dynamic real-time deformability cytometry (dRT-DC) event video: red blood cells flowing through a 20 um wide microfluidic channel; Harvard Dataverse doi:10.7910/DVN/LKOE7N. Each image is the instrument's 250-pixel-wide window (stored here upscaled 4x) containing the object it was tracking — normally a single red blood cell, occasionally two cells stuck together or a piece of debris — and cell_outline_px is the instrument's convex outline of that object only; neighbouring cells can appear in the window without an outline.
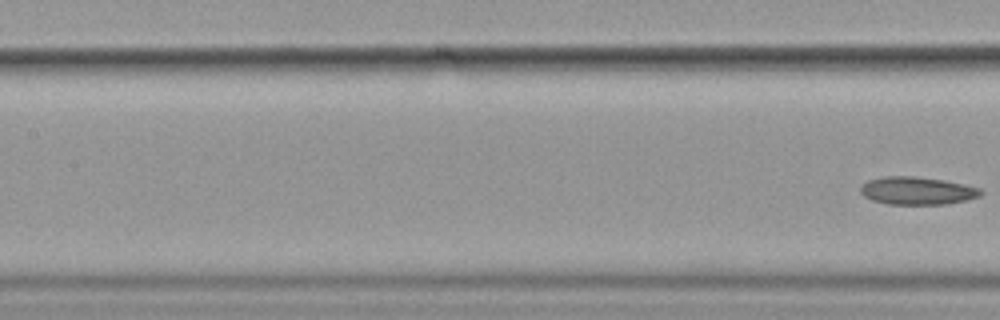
{"species": "common noctule bat (a hibernating species)", "species_latin": "Nyctalus noctula", "temperature_condition": "cold", "stored_images_in_passage": 9, "segment_of_instrument_passage": [2, 2], "camera_frame_rate_fps": 3000, "um_per_image_px": 0.085, "animal": {"sex": "female", "body_mass_g": 19.9}, "frame": {"image": 1, "passage_image": 9, "time_ms": 10.667, "image_size_px": [1000, 320], "cell_outline_px": [[984, 192], [980, 196], [968, 200], [948, 204], [888, 204], [872, 200], [864, 196], [860, 192], [860, 188], [868, 180], [884, 176], [912, 176], [944, 180], [964, 184], [980, 188]], "centroid_in_image_um": [77.99, 16.21], "position_along_channel_um": 129.4, "area_um2": 19.54}}